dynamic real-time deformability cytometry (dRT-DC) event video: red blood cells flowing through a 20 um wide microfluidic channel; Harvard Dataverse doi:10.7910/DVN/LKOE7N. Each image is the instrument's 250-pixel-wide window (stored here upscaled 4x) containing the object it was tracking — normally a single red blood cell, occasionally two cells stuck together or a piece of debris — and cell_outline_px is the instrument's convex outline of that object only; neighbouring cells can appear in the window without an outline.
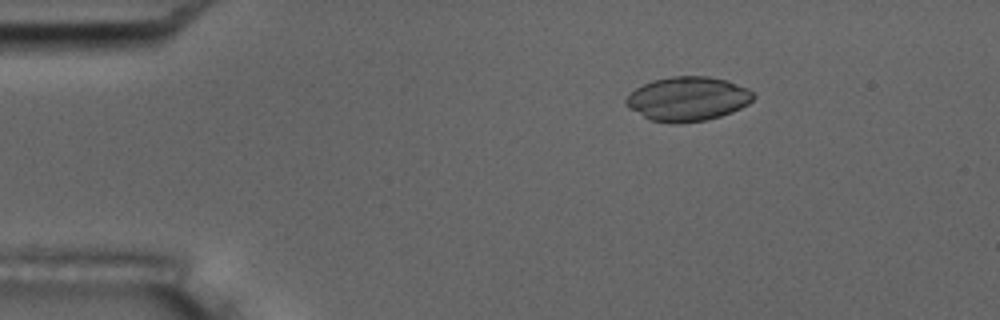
{"species": "common noctule bat (a hibernating species)", "species_latin": "Nyctalus noctula", "temperature_condition": "room temperature", "stored_images_in_passage": 6, "camera_frame_rate_fps": 3000, "um_per_image_px": 0.085, "animal": {"sex": "male", "body_mass_g": 17.5, "forearm_length_mm": 52.3}, "frame": {"image": 1, "passage_image": 6, "time_ms": 7.333, "image_size_px": [1000, 320], "cell_outline_px": [[756, 96], [748, 104], [732, 112], [708, 120], [676, 124], [672, 124], [652, 120], [628, 108], [624, 104], [624, 100], [636, 88], [652, 80], [672, 76], [708, 76], [728, 80], [748, 88]], "centroid_in_image_um": [58.47, 8.4], "position_along_channel_um": 26.5, "area_um2": 33.0}}